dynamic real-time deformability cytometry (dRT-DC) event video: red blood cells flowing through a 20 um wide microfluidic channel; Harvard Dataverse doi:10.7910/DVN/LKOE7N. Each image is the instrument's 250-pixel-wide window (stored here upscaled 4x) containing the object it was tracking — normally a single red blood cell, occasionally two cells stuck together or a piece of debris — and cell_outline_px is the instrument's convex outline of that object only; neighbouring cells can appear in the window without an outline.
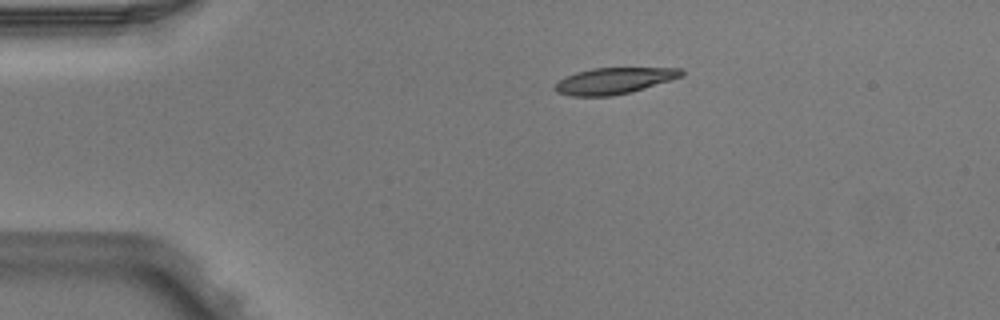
{"species": "Egyptian fruit bat (a non-hibernating species)", "species_latin": "Rousettus aegyptiacus", "temperature_condition": "warm", "stored_images_in_passage": 2, "camera_frame_rate_fps": 3000, "um_per_image_px": 0.085, "animal": {"sex": "male"}, "frame": {"image": 1, "passage_image": 1, "time_ms": 0.0, "image_size_px": [1000, 320], "cell_outline_px": [[684, 76], [644, 88], [612, 96], [572, 96], [556, 92], [552, 88], [560, 80], [576, 72], [592, 68], [684, 68]], "centroid_in_image_um": [52.2, 6.86], "position_along_channel_um": 32.8, "area_um2": 19.25}}